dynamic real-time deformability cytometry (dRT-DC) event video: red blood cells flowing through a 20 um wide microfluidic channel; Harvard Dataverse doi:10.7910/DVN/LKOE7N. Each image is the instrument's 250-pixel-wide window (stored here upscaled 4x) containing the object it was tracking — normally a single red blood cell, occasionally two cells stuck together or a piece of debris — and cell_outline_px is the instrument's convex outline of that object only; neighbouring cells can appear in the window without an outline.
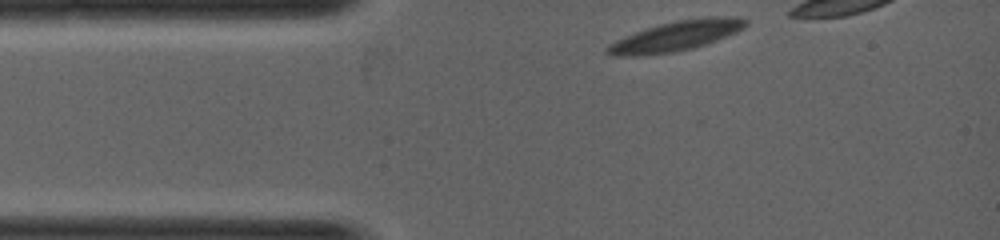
{"species": "common noctule bat (a hibernating species)", "species_latin": "Nyctalus noctula", "temperature_condition": "warm", "stored_images_in_passage": 8, "camera_frame_rate_fps": 5000, "um_per_image_px": 0.085, "animal": {"sex": "female", "body_mass_g": 19.0, "forearm_length_mm": 53.3}, "frame": {"image": 1, "passage_image": 1, "time_ms": 0.0, "image_size_px": [1000, 240], "cell_outline_px": [[748, 24], [744, 28], [736, 32], [716, 40], [692, 48], [676, 52], [636, 56], [612, 56], [604, 52], [604, 48], [608, 44], [616, 40], [644, 28], [676, 20], [708, 16], [736, 16], [748, 20]], "centroid_in_image_um": [57.44, 3.05], "position_along_channel_um": 27.6, "area_um2": 24.39}}
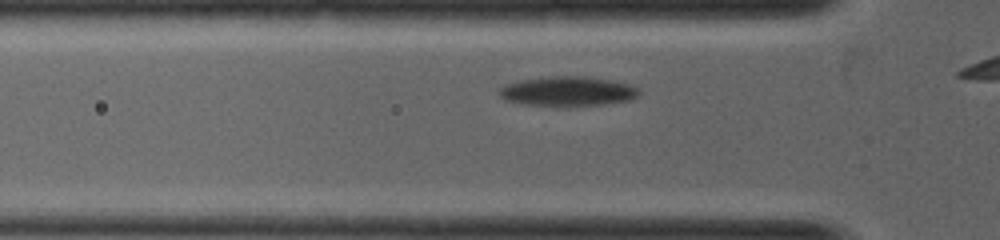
{"frame": {"image": 2, "passage_image": 6, "time_ms": 1.0, "image_size_px": [1000, 240], "cell_outline_px": [[640, 92], [632, 100], [608, 104], [564, 108], [524, 104], [504, 100], [496, 92], [504, 84], [520, 80], [548, 76], [588, 76], [612, 80], [632, 84], [640, 88]], "centroid_in_image_um": [48.27, 7.78], "position_along_channel_um": 77.5, "area_um2": 25.2}}